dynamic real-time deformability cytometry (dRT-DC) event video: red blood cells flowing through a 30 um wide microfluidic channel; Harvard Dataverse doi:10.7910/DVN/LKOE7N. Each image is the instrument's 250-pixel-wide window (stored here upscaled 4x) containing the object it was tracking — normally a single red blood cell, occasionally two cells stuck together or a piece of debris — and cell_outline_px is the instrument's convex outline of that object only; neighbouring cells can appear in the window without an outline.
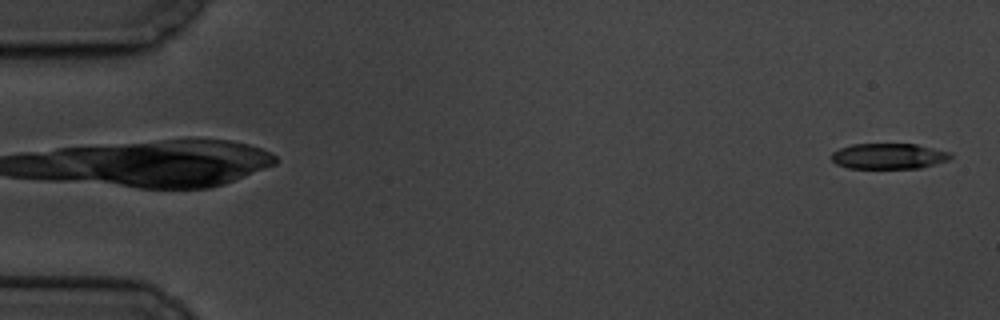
{"species": "common noctule bat (a hibernating species)", "species_latin": "Nyctalus noctula", "temperature_condition": "cold", "stored_images_in_passage": 5, "camera_frame_rate_fps": 3000, "um_per_image_px": 0.085, "animal": {"sex": "male", "body_mass_g": 19.5, "forearm_length_mm": 54.6}, "frame": {"image": 1, "passage_image": 5, "time_ms": 4.667, "image_size_px": [1000, 320], "cell_outline_px": [[952, 156], [948, 160], [920, 168], [848, 168], [836, 164], [828, 156], [832, 152], [840, 148], [852, 144], [916, 144], [952, 152]], "centroid_in_image_um": [75.51, 13.27], "position_along_channel_um": 9.5, "area_um2": 17.92}}